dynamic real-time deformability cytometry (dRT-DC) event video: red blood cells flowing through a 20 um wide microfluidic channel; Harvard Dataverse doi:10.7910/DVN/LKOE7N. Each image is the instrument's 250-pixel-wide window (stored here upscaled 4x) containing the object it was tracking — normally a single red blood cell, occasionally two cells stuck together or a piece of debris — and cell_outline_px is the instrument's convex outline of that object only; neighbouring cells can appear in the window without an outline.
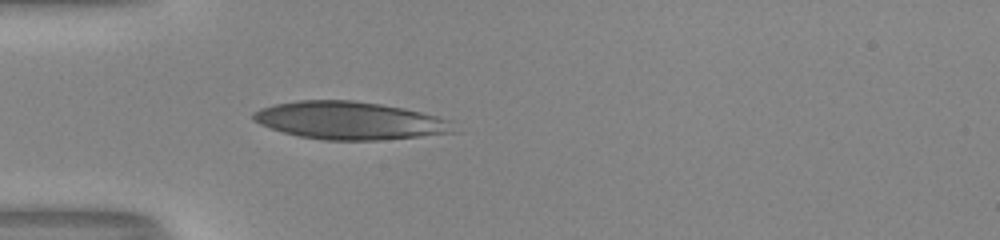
{"species": "human", "species_latin": "Homo sapiens", "temperature_condition": "room temperature", "stored_images_in_passage": 38, "camera_frame_rate_fps": 3000, "um_per_image_px": 0.085, "donor": {"sex": "male"}, "frame": {"image": 1, "passage_image": 6, "time_ms": 1.667, "image_size_px": [1000, 240], "cell_outline_px": [[460, 132], [380, 140], [324, 140], [300, 136], [284, 132], [260, 124], [252, 120], [252, 112], [260, 108], [276, 104], [296, 100], [352, 100], [380, 104], [404, 108], [452, 120]], "centroid_in_image_um": [29.77, 10.25], "position_along_channel_um": 55.2, "area_um2": 44.27}}
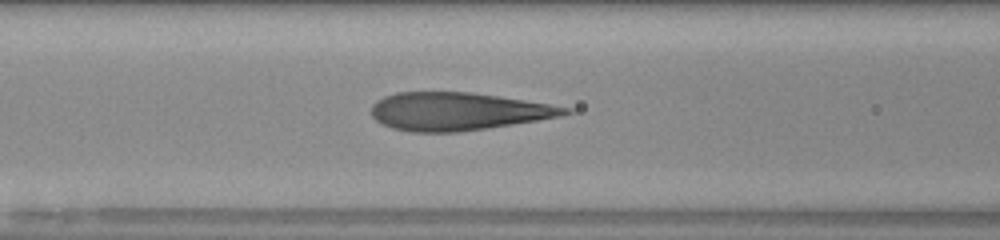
{"frame": {"image": 2, "passage_image": 12, "time_ms": 3.667, "image_size_px": [1000, 240], "cell_outline_px": [[576, 112], [560, 116], [488, 128], [456, 132], [412, 132], [392, 128], [376, 120], [372, 116], [372, 104], [376, 100], [384, 96], [396, 92], [472, 92], [524, 100], [572, 108]], "centroid_in_image_um": [38.91, 9.46], "position_along_channel_um": 127.7, "area_um2": 42.6}}
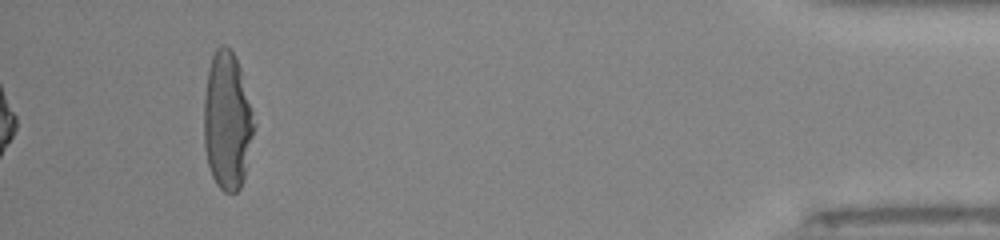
{"frame": {"image": 3, "passage_image": 38, "time_ms": 12.333, "image_size_px": [1000, 240], "cell_outline_px": [[256, 124], [244, 176], [240, 188], [236, 192], [224, 192], [216, 184], [212, 176], [208, 164], [204, 148], [204, 96], [208, 68], [212, 56], [216, 48], [220, 44], [224, 44], [232, 52], [240, 68]], "centroid_in_image_um": [19.3, 10.28], "position_along_channel_um": 415.9, "area_um2": 40.29}, "authors_computed_cell_mechanics": {"area_um2": 42.8876, "velocity_mm_per_s": 4.0858, "shape_relaxation_time_tau1_ms": 4.4693, "shape_relaxation_time_tau2_ms": null, "deformation_change_tau1": 0.2242, "deformation_change_tau2": null}}